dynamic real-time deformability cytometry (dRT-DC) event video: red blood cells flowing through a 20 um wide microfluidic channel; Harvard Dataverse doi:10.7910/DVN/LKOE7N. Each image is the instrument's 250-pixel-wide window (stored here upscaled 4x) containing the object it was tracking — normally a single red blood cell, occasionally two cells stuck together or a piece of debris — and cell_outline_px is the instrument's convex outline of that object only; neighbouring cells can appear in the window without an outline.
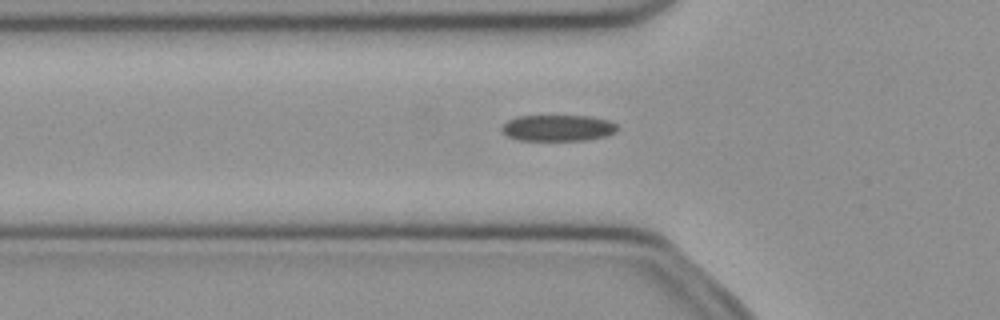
{"species": "common noctule bat (a hibernating species)", "species_latin": "Nyctalus noctula", "temperature_condition": "cold", "stored_images_in_passage": 52, "segment_of_instrument_passage": [1, 2], "camera_frame_rate_fps": 3000, "um_per_image_px": 0.085, "animal": {"sex": "female", "body_mass_g": 21.9}, "frame": {"image": 1, "passage_image": 17, "time_ms": 5.333, "image_size_px": [1000, 320], "cell_outline_px": [[620, 128], [616, 132], [608, 136], [584, 140], [516, 140], [500, 132], [500, 128], [508, 120], [516, 116], [592, 116], [608, 120], [616, 124]], "centroid_in_image_um": [47.43, 10.88], "position_along_channel_um": 78.4, "area_um2": 17.92}}
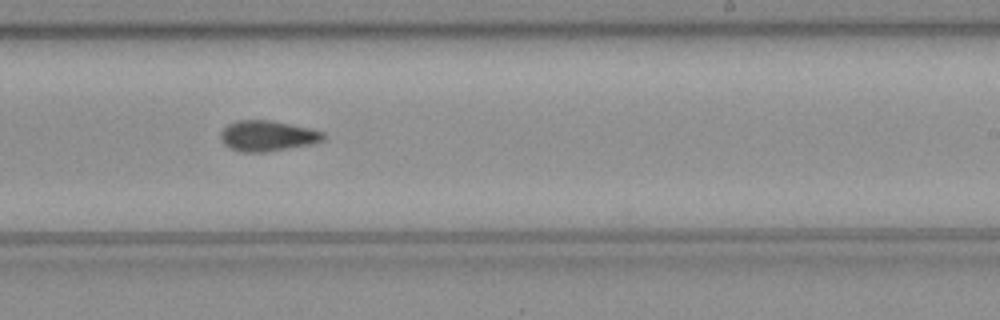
{"frame": {"image": 2, "passage_image": 31, "time_ms": 10.0, "image_size_px": [1000, 320], "cell_outline_px": [[324, 140], [312, 144], [264, 152], [244, 152], [232, 148], [224, 144], [220, 140], [220, 132], [228, 124], [236, 120], [268, 120], [308, 128], [324, 132]], "centroid_in_image_um": [22.71, 11.55], "position_along_channel_um": 266.3, "area_um2": 18.09}}
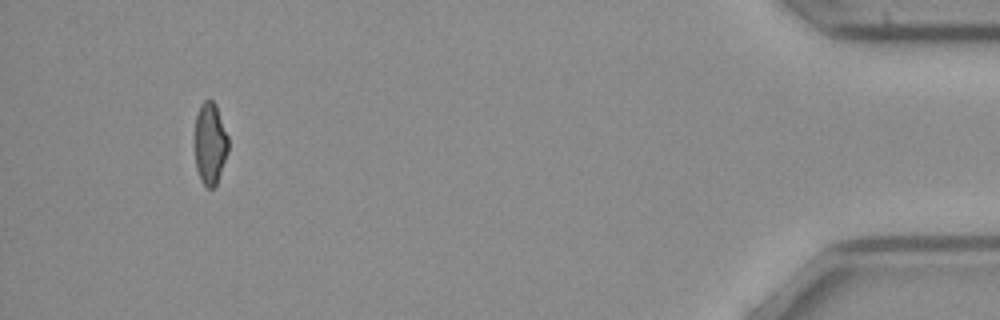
{"frame": {"image": 3, "passage_image": 48, "time_ms": 15.667, "image_size_px": [1000, 320], "cell_outline_px": [[228, 152], [216, 184], [212, 188], [208, 188], [200, 180], [196, 168], [196, 116], [200, 104], [204, 100], [212, 100], [216, 104], [228, 136]], "centroid_in_image_um": [17.87, 12.18], "position_along_channel_um": 417.3, "area_um2": 15.78}}